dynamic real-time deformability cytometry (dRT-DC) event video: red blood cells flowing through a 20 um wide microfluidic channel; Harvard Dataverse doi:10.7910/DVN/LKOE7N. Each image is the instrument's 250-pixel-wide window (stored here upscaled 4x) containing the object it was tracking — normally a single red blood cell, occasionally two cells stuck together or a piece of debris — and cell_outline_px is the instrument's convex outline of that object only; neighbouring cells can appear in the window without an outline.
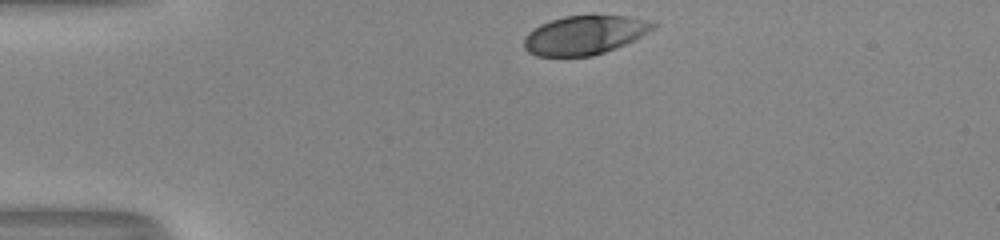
{"species": "human", "species_latin": "Homo sapiens", "temperature_condition": "room temperature", "stored_images_in_passage": 32, "camera_frame_rate_fps": 3000, "um_per_image_px": 0.085, "donor": {"sex": "male"}, "frame": {"image": 1, "passage_image": 1, "time_ms": 0.0, "image_size_px": [1000, 240], "cell_outline_px": [[656, 28], [616, 48], [592, 56], [536, 56], [528, 52], [524, 48], [524, 36], [528, 32], [540, 24], [564, 16], [628, 16], [648, 20], [656, 24]], "centroid_in_image_um": [49.66, 2.98], "position_along_channel_um": 35.3, "area_um2": 29.07}}
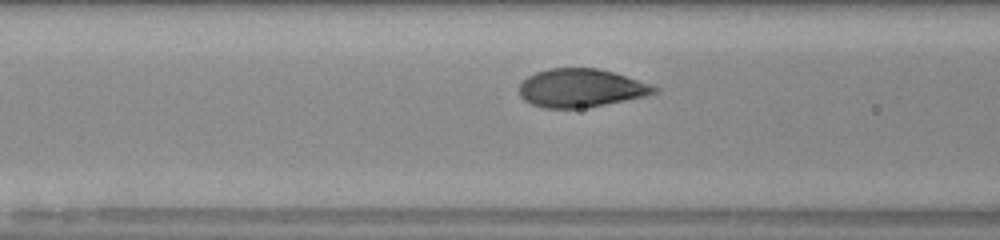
{"frame": {"image": 2, "passage_image": 11, "time_ms": 3.333, "image_size_px": [1000, 240], "cell_outline_px": [[660, 92], [648, 96], [588, 108], [544, 108], [532, 104], [524, 100], [520, 96], [520, 84], [528, 76], [536, 72], [548, 68], [600, 68], [652, 84], [660, 88]], "centroid_in_image_um": [49.44, 7.49], "position_along_channel_um": 117.2, "area_um2": 30.58}}
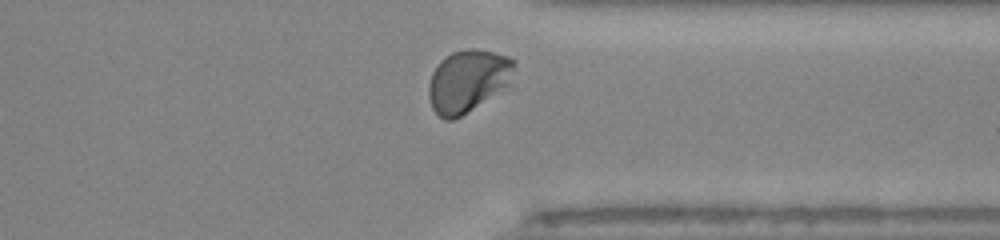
{"frame": {"image": 3, "passage_image": 30, "time_ms": 9.667, "image_size_px": [1000, 240], "cell_outline_px": [[516, 64], [508, 84], [460, 116], [452, 120], [444, 120], [432, 108], [428, 96], [428, 84], [432, 72], [440, 60], [444, 56], [452, 52], [468, 48], [476, 48], [508, 56], [516, 60]], "centroid_in_image_um": [39.72, 6.83], "position_along_channel_um": 371.7, "area_um2": 30.75}, "authors_computed_cell_mechanics": {"area_um2": 30.634, "velocity_mm_per_s": 4.03, "shape_relaxation_time_tau1_ms": 2.4041, "shape_relaxation_time_tau2_ms": null, "deformation_change_tau1": 0.1705, "deformation_change_tau2": null}}